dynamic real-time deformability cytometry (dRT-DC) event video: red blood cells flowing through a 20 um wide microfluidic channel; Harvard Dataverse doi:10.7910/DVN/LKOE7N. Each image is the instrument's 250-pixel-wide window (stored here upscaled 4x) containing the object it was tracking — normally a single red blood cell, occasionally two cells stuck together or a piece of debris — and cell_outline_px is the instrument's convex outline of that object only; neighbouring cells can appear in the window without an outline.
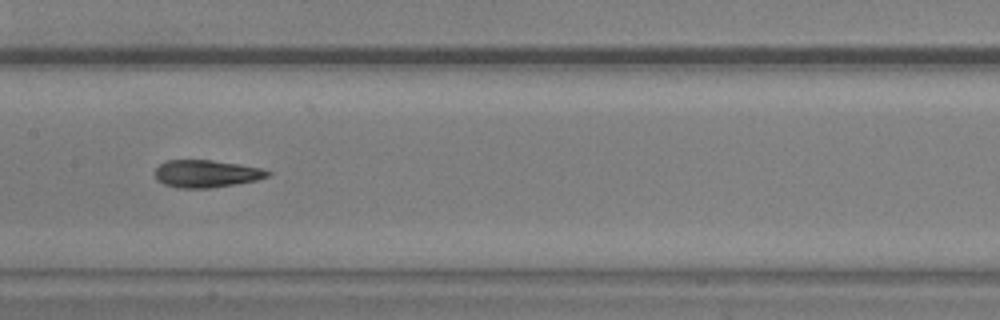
{"species": "common noctule bat (a hibernating species)", "species_latin": "Nyctalus noctula", "temperature_condition": "warm", "stored_images_in_passage": 35, "camera_frame_rate_fps": 3000, "um_per_image_px": 0.085, "animal": {"sex": "male", "body_mass_g": 20.5, "forearm_length_mm": 52.5}, "frame": {"image": 1, "passage_image": 11, "time_ms": 3.333, "image_size_px": [1000, 320], "cell_outline_px": [[272, 172], [268, 176], [256, 180], [208, 188], [180, 188], [164, 184], [156, 180], [156, 168], [160, 164], [168, 160], [212, 160], [240, 164], [260, 168]], "centroid_in_image_um": [17.52, 14.76], "position_along_channel_um": 189.9, "area_um2": 17.8}}
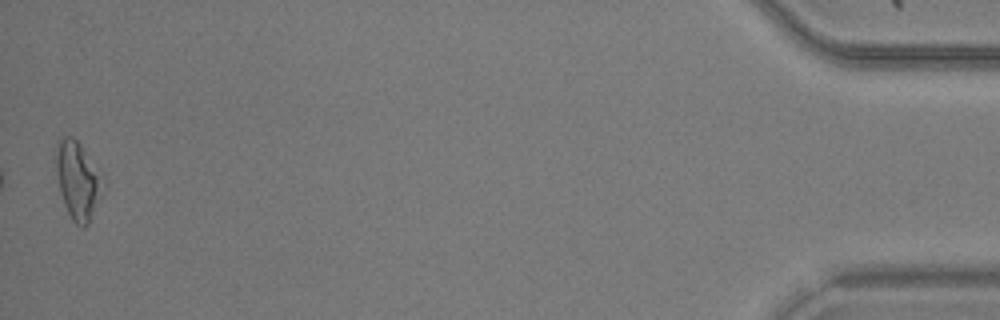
{"frame": {"image": 2, "passage_image": 35, "time_ms": 11.333, "image_size_px": [1000, 320], "cell_outline_px": [[96, 188], [92, 212], [88, 224], [84, 228], [76, 224], [72, 220], [64, 204], [60, 192], [56, 168], [56, 140], [64, 136], [72, 136], [80, 144], [96, 176]], "centroid_in_image_um": [6.41, 15.3], "position_along_channel_um": 428.8, "area_um2": 18.84}}